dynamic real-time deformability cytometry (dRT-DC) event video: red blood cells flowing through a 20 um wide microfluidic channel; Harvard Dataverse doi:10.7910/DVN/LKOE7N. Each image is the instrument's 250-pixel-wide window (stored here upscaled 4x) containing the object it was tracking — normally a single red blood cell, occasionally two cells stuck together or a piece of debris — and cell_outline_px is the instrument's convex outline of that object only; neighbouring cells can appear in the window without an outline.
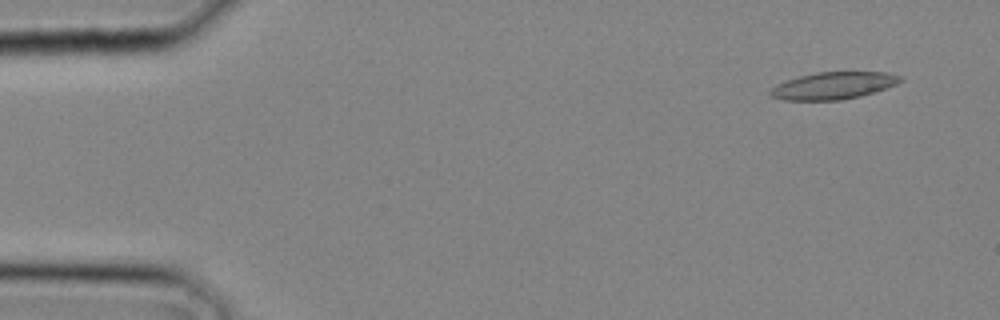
{"species": "common noctule bat (a hibernating species)", "species_latin": "Nyctalus noctula", "temperature_condition": "cold", "stored_images_in_passage": 27, "camera_frame_rate_fps": 3000, "um_per_image_px": 0.085, "animal": {"sex": "male", "body_mass_g": 20.4}, "frame": {"image": 1, "passage_image": 2, "time_ms": 0.333, "image_size_px": [1000, 320], "cell_outline_px": [[904, 80], [896, 84], [876, 92], [860, 96], [840, 100], [784, 100], [772, 96], [768, 92], [772, 88], [788, 80], [800, 76], [816, 72], [888, 72], [900, 76]], "centroid_in_image_um": [70.89, 7.28], "position_along_channel_um": 14.1, "area_um2": 20.4}}
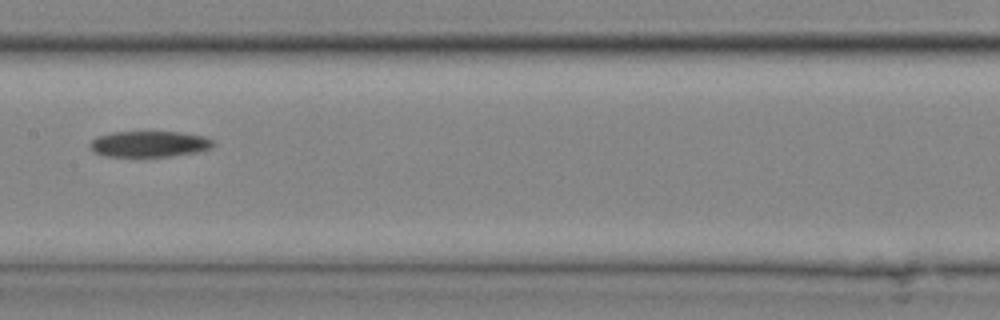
{"frame": {"image": 2, "passage_image": 15, "time_ms": 4.667, "image_size_px": [1000, 320], "cell_outline_px": [[216, 144], [212, 148], [200, 152], [172, 156], [104, 156], [92, 152], [88, 144], [96, 136], [112, 132], [180, 132], [204, 136], [212, 140]], "centroid_in_image_um": [12.69, 12.24], "position_along_channel_um": 194.7, "area_um2": 18.9}}
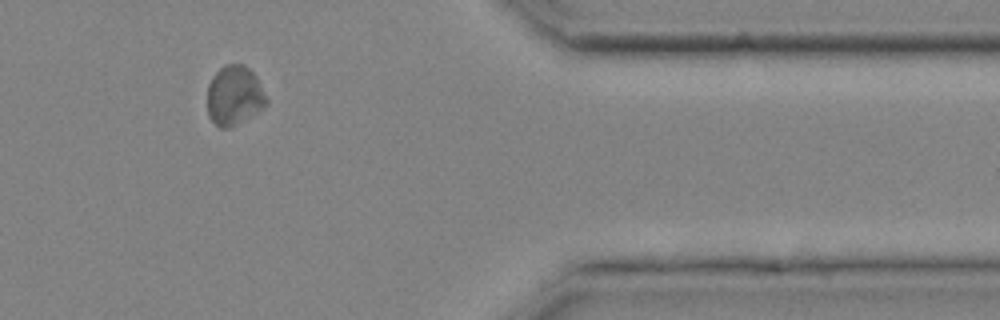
{"frame": {"image": 3, "passage_image": 25, "time_ms": 8.0, "image_size_px": [1000, 320], "cell_outline_px": [[268, 104], [264, 108], [228, 128], [220, 128], [208, 116], [208, 84], [212, 76], [224, 64], [244, 64], [256, 76], [268, 100]], "centroid_in_image_um": [19.92, 8.1], "position_along_channel_um": 391.5, "area_um2": 20.4}}